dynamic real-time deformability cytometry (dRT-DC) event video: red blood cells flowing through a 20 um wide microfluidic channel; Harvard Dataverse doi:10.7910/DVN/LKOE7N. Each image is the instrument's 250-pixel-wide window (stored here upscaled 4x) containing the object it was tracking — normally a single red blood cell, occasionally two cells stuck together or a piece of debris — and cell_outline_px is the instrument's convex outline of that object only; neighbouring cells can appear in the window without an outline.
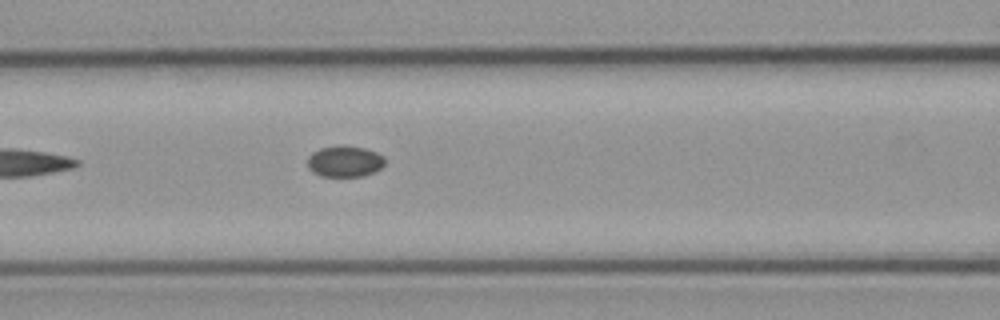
{"species": "common noctule bat (a hibernating species)", "species_latin": "Nyctalus noctula", "temperature_condition": "cold", "stored_images_in_passage": 6, "camera_frame_rate_fps": 3000, "um_per_image_px": 0.085, "animal": {"sex": "male", "body_mass_g": 23.1, "forearm_length_mm": 52.7}, "frame": {"image": 1, "passage_image": 6, "time_ms": 6.667, "image_size_px": [1000, 320], "cell_outline_px": [[384, 164], [380, 168], [364, 176], [320, 176], [312, 172], [308, 168], [308, 156], [312, 152], [320, 148], [340, 144], [344, 144], [364, 148], [376, 152], [384, 156]], "centroid_in_image_um": [29.27, 13.69], "position_along_channel_um": 137.3, "area_um2": 14.22}}